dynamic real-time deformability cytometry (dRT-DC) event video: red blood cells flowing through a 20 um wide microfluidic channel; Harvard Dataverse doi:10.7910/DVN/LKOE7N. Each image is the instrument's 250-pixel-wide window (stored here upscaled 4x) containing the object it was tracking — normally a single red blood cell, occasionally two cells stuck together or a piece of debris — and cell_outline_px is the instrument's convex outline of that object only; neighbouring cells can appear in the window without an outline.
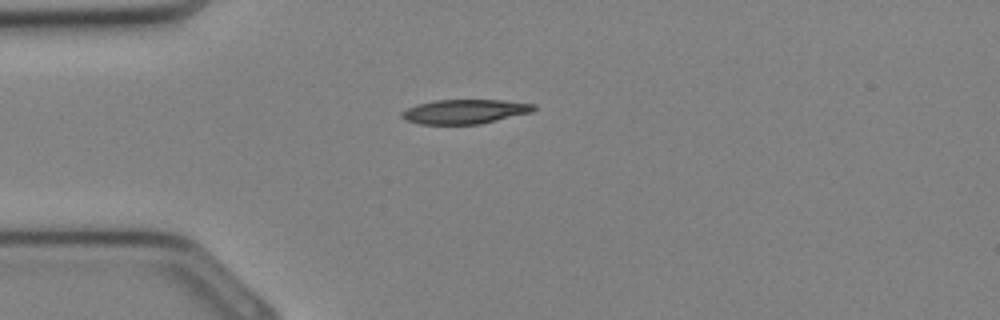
{"species": "Egyptian fruit bat (a non-hibernating species)", "species_latin": "Rousettus aegyptiacus", "temperature_condition": "cold", "stored_images_in_passage": 26, "camera_frame_rate_fps": 3000, "um_per_image_px": 0.085, "animal": {"sex": "female"}, "frame": {"image": 1, "passage_image": 1, "time_ms": 0.0, "image_size_px": [1000, 320], "cell_outline_px": [[536, 108], [532, 112], [480, 124], [420, 124], [408, 120], [400, 116], [400, 112], [416, 104], [436, 100], [500, 100], [536, 104]], "centroid_in_image_um": [39.51, 9.48], "position_along_channel_um": 45.5, "area_um2": 18.67}}
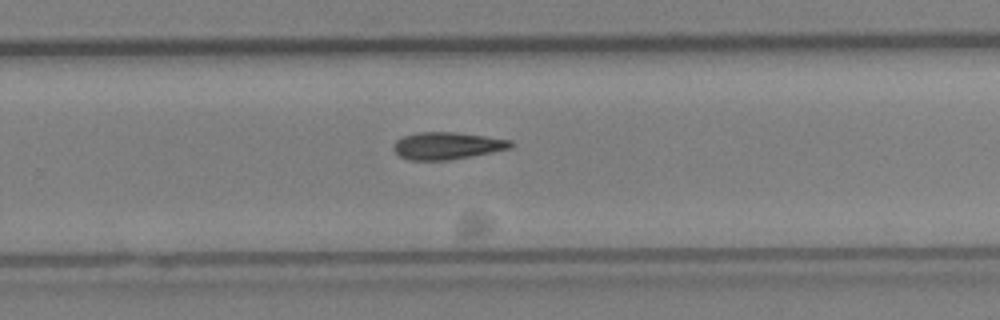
{"frame": {"image": 2, "passage_image": 14, "time_ms": 4.333, "image_size_px": [1000, 320], "cell_outline_px": [[512, 148], [448, 160], [408, 160], [400, 156], [392, 148], [392, 144], [396, 140], [404, 136], [416, 132], [452, 132], [484, 136], [512, 140]], "centroid_in_image_um": [37.96, 12.38], "position_along_channel_um": 291.8, "area_um2": 18.44}}
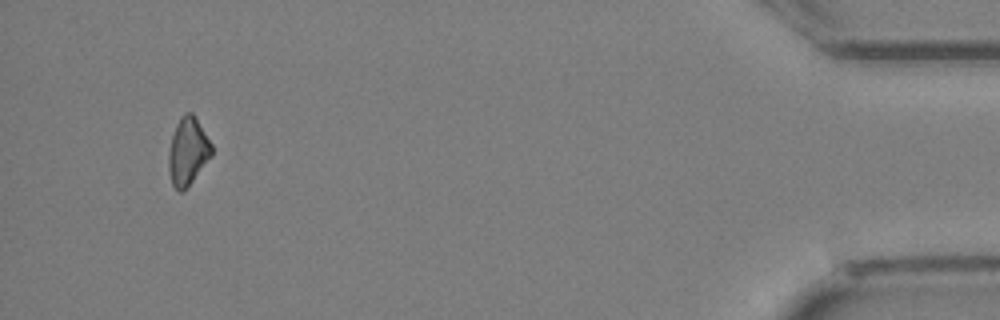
{"frame": {"image": 3, "passage_image": 24, "time_ms": 7.667, "image_size_px": [1000, 320], "cell_outline_px": [[212, 156], [188, 188], [180, 192], [172, 184], [168, 168], [168, 152], [172, 136], [176, 124], [180, 116], [184, 112], [192, 112], [196, 116], [212, 144]], "centroid_in_image_um": [15.98, 12.86], "position_along_channel_um": 419.2, "area_um2": 17.28}}